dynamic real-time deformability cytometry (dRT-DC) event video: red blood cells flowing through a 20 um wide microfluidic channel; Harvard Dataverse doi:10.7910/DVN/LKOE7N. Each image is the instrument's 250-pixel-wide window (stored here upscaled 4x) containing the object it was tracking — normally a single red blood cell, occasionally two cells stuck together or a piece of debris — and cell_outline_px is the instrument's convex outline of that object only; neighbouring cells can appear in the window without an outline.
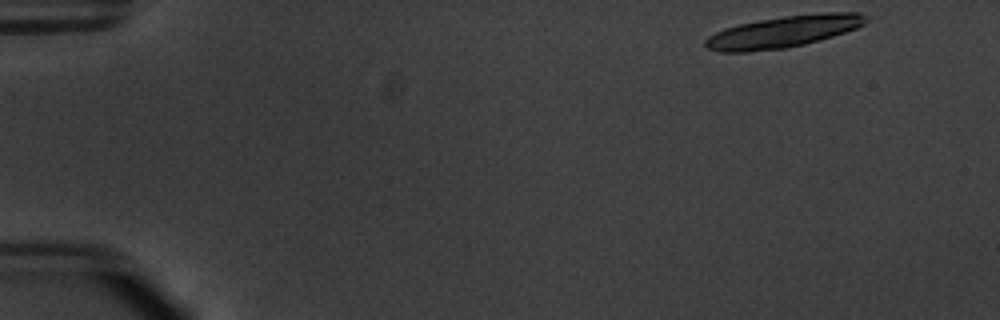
{"species": "common noctule bat (a hibernating species)", "species_latin": "Nyctalus noctula", "temperature_condition": "warm", "stored_images_in_passage": 16, "camera_frame_rate_fps": 3000, "um_per_image_px": 0.085, "animal": {"sex": "male", "body_mass_g": 20.1, "forearm_length_mm": 53.5}, "frame": {"image": 1, "passage_image": 1, "time_ms": 0.0, "image_size_px": [1000, 320], "cell_outline_px": [[868, 20], [864, 24], [856, 28], [832, 36], [804, 44], [788, 48], [748, 52], [720, 52], [708, 48], [704, 44], [704, 40], [708, 36], [724, 28], [736, 24], [784, 16], [828, 12], [860, 12], [868, 16]], "centroid_in_image_um": [66.57, 2.69], "position_along_channel_um": 18.4, "area_um2": 29.71}}